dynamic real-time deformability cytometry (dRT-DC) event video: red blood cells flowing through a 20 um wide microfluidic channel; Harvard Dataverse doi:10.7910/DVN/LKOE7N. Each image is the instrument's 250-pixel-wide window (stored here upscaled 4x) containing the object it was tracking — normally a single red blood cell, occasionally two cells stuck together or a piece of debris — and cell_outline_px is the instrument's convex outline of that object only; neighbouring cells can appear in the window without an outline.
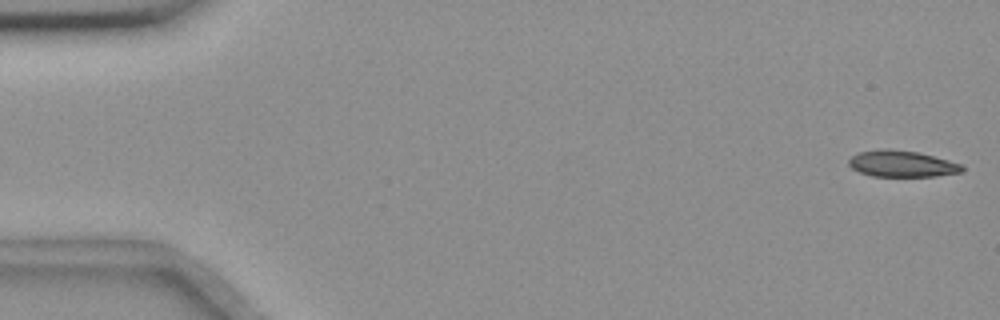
{"species": "common noctule bat (a hibernating species)", "species_latin": "Nyctalus noctula", "temperature_condition": "room temperature", "stored_images_in_passage": 55, "camera_frame_rate_fps": 3000, "um_per_image_px": 0.085, "animal": {"sex": "female", "body_mass_g": 18.4}, "frame": {"image": 1, "passage_image": 1, "time_ms": 0.0, "image_size_px": [1000, 320], "cell_outline_px": [[964, 172], [936, 176], [872, 176], [860, 172], [852, 168], [848, 164], [848, 160], [856, 152], [876, 148], [888, 148], [916, 152], [948, 160], [960, 164], [964, 168]], "centroid_in_image_um": [76.61, 13.91], "position_along_channel_um": 8.4, "area_um2": 17.51}}
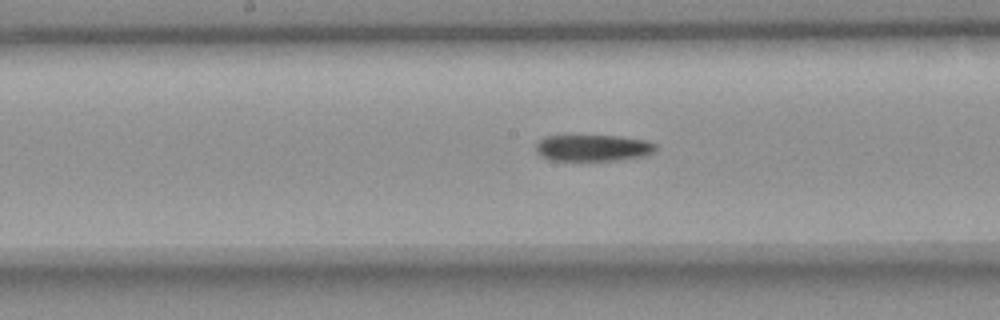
{"frame": {"image": 2, "passage_image": 28, "time_ms": 9.0, "image_size_px": [1000, 320], "cell_outline_px": [[656, 152], [644, 156], [616, 160], [548, 160], [540, 156], [536, 152], [536, 144], [544, 136], [616, 136], [644, 140], [656, 144]], "centroid_in_image_um": [50.39, 12.58], "position_along_channel_um": 197.8, "area_um2": 18.44}}
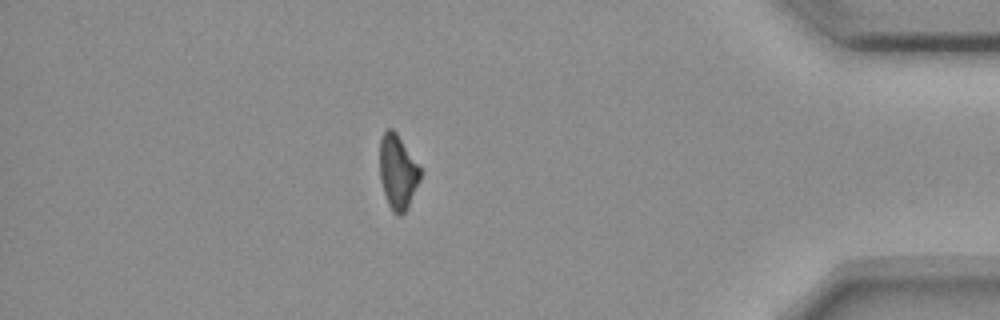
{"frame": {"image": 3, "passage_image": 48, "time_ms": 15.667, "image_size_px": [1000, 320], "cell_outline_px": [[420, 180], [408, 208], [400, 216], [396, 216], [392, 212], [388, 204], [380, 180], [380, 140], [384, 132], [388, 128], [392, 128], [396, 132], [420, 168]], "centroid_in_image_um": [33.8, 14.65], "position_along_channel_um": 401.4, "area_um2": 17.46}, "authors_computed_cell_mechanics": {"area_um2": 18.8428, "velocity_mm_per_s": 3.6678, "shape_relaxation_time_tau1_ms": 9.543, "shape_relaxation_time_tau2_ms": null, "deformation_change_tau1": 0.1898, "deformation_change_tau2": null}}